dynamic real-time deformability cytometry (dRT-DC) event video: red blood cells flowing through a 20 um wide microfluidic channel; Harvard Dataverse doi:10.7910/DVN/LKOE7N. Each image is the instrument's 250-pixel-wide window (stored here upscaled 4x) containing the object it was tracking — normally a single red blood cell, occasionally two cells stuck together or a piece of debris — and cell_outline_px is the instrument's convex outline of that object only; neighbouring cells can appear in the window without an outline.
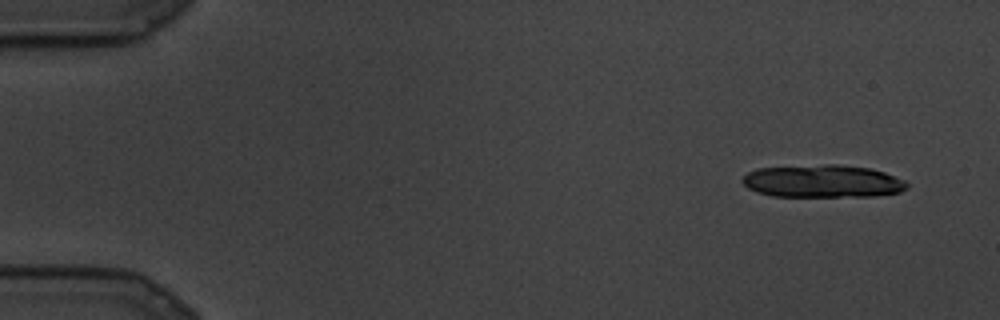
{"species": "common noctule bat (a hibernating species)", "species_latin": "Nyctalus noctula", "temperature_condition": "cold", "stored_images_in_passage": 8, "camera_frame_rate_fps": 3000, "um_per_image_px": 0.085, "animal": {"sex": "male", "body_mass_g": 19.5, "forearm_length_mm": 54.6}, "frame": {"image": 1, "passage_image": 1, "time_ms": 0.0, "image_size_px": [1000, 320], "cell_outline_px": [[908, 188], [900, 192], [872, 196], [772, 196], [756, 192], [748, 188], [740, 180], [748, 172], [756, 168], [824, 164], [840, 164], [868, 168], [884, 172], [904, 180], [908, 184]], "centroid_in_image_um": [69.9, 15.4], "position_along_channel_um": 15.1, "area_um2": 31.44}}